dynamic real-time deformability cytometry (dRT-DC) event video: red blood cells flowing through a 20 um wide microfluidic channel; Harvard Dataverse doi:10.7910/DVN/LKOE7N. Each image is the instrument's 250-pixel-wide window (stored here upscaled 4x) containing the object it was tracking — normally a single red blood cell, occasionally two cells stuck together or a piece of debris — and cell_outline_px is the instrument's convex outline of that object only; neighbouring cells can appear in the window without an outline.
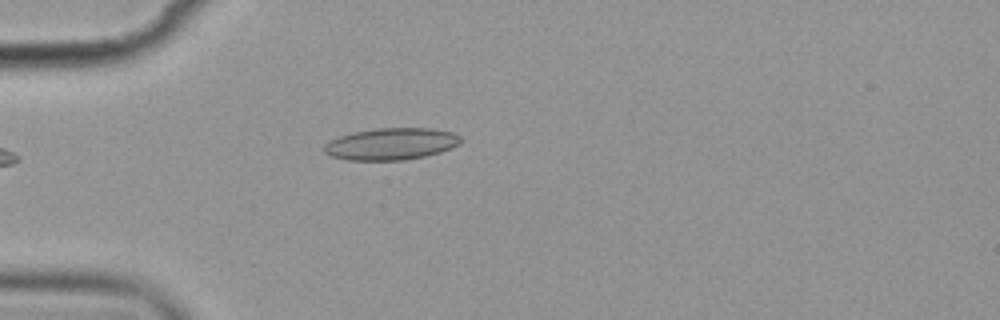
{"species": "common noctule bat (a hibernating species)", "species_latin": "Nyctalus noctula", "temperature_condition": "cold", "stored_images_in_passage": 5, "camera_frame_rate_fps": 3000, "um_per_image_px": 0.085, "animal": {"sex": "female", "body_mass_g": 19.9}, "frame": {"image": 1, "passage_image": 5, "time_ms": 4.667, "image_size_px": [1000, 320], "cell_outline_px": [[464, 140], [460, 144], [452, 148], [440, 152], [424, 156], [404, 160], [348, 160], [332, 156], [324, 152], [324, 144], [340, 136], [356, 132], [376, 128], [432, 128], [452, 132], [460, 136]], "centroid_in_image_um": [33.3, 12.23], "position_along_channel_um": 51.7, "area_um2": 25.32}}